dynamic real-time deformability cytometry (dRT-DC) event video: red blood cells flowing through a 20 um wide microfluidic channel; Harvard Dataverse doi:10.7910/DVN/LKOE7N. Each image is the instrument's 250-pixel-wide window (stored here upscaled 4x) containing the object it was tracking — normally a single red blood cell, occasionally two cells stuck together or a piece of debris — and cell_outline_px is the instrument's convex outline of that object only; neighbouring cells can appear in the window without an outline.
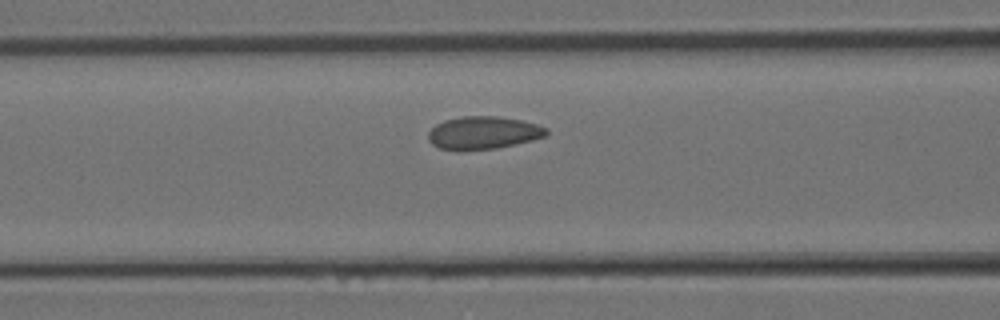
{"species": "Egyptian fruit bat (a non-hibernating species)", "species_latin": "Rousettus aegyptiacus", "temperature_condition": "room temperature", "stored_images_in_passage": 8, "camera_frame_rate_fps": 3000, "um_per_image_px": 0.085, "animal": {"sex": "female"}, "frame": {"image": 1, "passage_image": 7, "time_ms": 2.0, "image_size_px": [1000, 320], "cell_outline_px": [[548, 132], [544, 136], [532, 140], [496, 148], [440, 148], [432, 144], [428, 140], [428, 132], [436, 124], [444, 120], [464, 116], [500, 116], [520, 120], [536, 124], [548, 128]], "centroid_in_image_um": [41.09, 11.25], "position_along_channel_um": 125.5, "area_um2": 21.96}}